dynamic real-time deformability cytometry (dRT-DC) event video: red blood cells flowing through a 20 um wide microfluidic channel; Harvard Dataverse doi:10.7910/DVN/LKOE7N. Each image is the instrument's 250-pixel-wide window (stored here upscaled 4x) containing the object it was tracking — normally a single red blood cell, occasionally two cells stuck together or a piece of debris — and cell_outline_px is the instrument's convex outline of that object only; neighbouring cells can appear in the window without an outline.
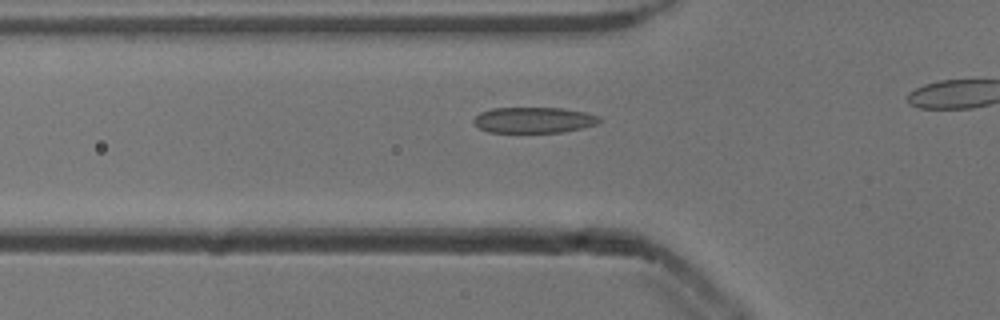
{"species": "common noctule bat (a hibernating species)", "species_latin": "Nyctalus noctula", "temperature_condition": "cold", "stored_images_in_passage": 32, "camera_frame_rate_fps": 3000, "um_per_image_px": 0.085, "animal": {"sex": "male", "body_mass_g": 13.3}, "frame": {"image": 1, "passage_image": 14, "time_ms": 4.333, "image_size_px": [1000, 320], "cell_outline_px": [[604, 120], [596, 124], [580, 128], [560, 132], [488, 132], [480, 128], [472, 120], [480, 112], [492, 108], [560, 108], [584, 112], [600, 116]], "centroid_in_image_um": [45.38, 10.2], "position_along_channel_um": 80.4, "area_um2": 18.79}}
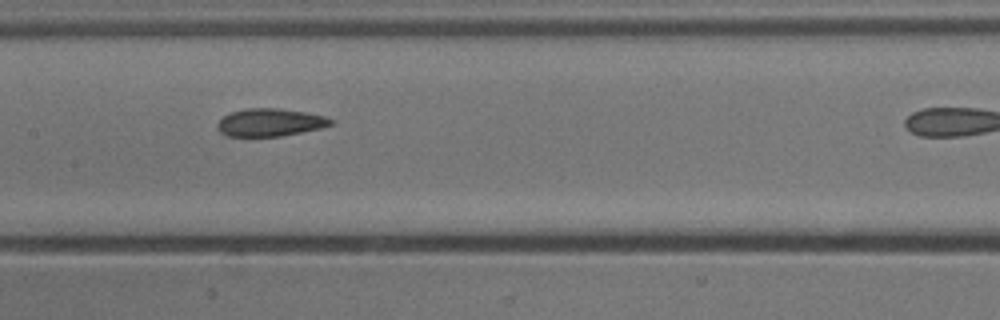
{"frame": {"image": 2, "passage_image": 22, "time_ms": 7.0, "image_size_px": [1000, 320], "cell_outline_px": [[336, 120], [332, 124], [320, 128], [280, 136], [228, 136], [220, 132], [216, 128], [216, 124], [224, 116], [232, 112], [244, 108], [276, 108], [304, 112], [324, 116]], "centroid_in_image_um": [22.94, 10.4], "position_along_channel_um": 184.5, "area_um2": 18.21}}
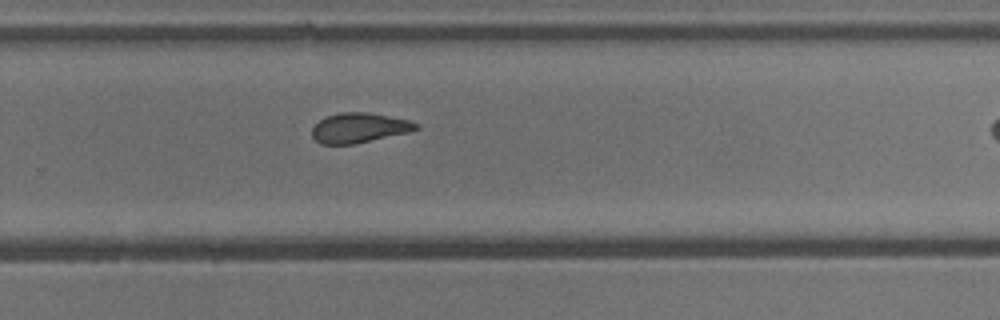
{"frame": {"image": 3, "passage_image": 31, "time_ms": 10.0, "image_size_px": [1000, 320], "cell_outline_px": [[420, 128], [408, 132], [356, 144], [320, 144], [312, 136], [312, 128], [320, 120], [328, 116], [340, 112], [368, 112], [408, 120], [420, 124]], "centroid_in_image_um": [30.54, 10.87], "position_along_channel_um": 299.3, "area_um2": 18.03}}